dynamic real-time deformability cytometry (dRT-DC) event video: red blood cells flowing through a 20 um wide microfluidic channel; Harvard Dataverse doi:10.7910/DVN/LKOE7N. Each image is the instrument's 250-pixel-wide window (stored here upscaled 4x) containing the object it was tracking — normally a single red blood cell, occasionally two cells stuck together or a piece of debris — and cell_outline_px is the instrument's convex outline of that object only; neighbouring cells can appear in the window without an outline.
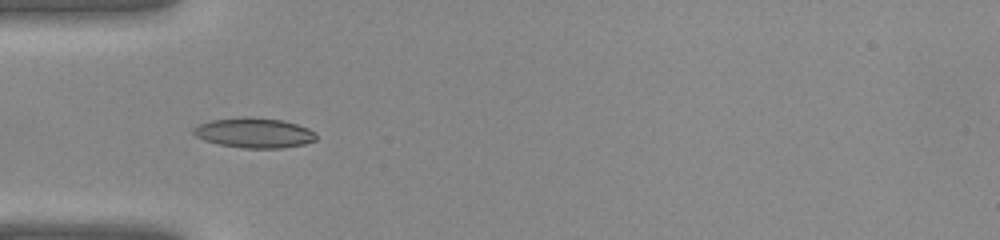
{"species": "common noctule bat (a hibernating species)", "species_latin": "Nyctalus noctula", "temperature_condition": "warm", "stored_images_in_passage": 28, "camera_frame_rate_fps": 3000, "um_per_image_px": 0.085, "animal": {"sex": "female", "body_mass_g": 22.0, "forearm_length_mm": 56.7}, "frame": {"image": 1, "passage_image": 1, "time_ms": 0.0, "image_size_px": [1000, 240], "cell_outline_px": [[316, 140], [304, 144], [284, 148], [244, 148], [220, 144], [204, 140], [196, 136], [192, 132], [192, 128], [200, 124], [212, 120], [244, 116], [248, 116], [284, 120], [308, 128], [316, 132]], "centroid_in_image_um": [21.62, 11.28], "position_along_channel_um": 63.4, "area_um2": 21.56}}
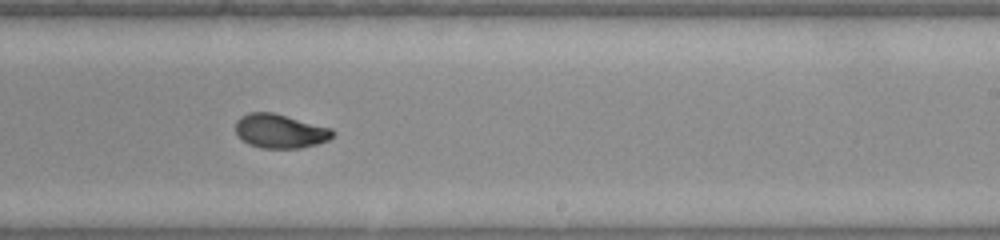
{"frame": {"image": 2, "passage_image": 13, "time_ms": 4.0, "image_size_px": [1000, 240], "cell_outline_px": [[336, 132], [328, 140], [316, 144], [300, 148], [260, 148], [248, 144], [240, 140], [236, 132], [236, 120], [240, 116], [252, 112], [272, 112], [332, 128]], "centroid_in_image_um": [23.79, 11.15], "position_along_channel_um": 265.2, "area_um2": 19.36}}
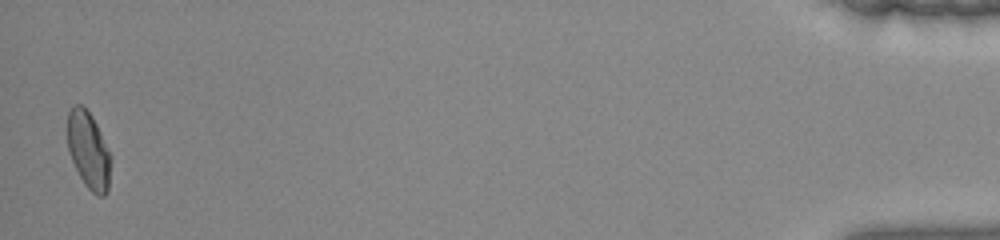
{"frame": {"image": 3, "passage_image": 28, "time_ms": 9.0, "image_size_px": [1000, 240], "cell_outline_px": [[112, 156], [108, 192], [104, 196], [96, 196], [84, 184], [72, 160], [68, 148], [68, 112], [72, 104], [80, 104], [92, 116]], "centroid_in_image_um": [7.55, 12.8], "position_along_channel_um": 427.7, "area_um2": 19.48}}